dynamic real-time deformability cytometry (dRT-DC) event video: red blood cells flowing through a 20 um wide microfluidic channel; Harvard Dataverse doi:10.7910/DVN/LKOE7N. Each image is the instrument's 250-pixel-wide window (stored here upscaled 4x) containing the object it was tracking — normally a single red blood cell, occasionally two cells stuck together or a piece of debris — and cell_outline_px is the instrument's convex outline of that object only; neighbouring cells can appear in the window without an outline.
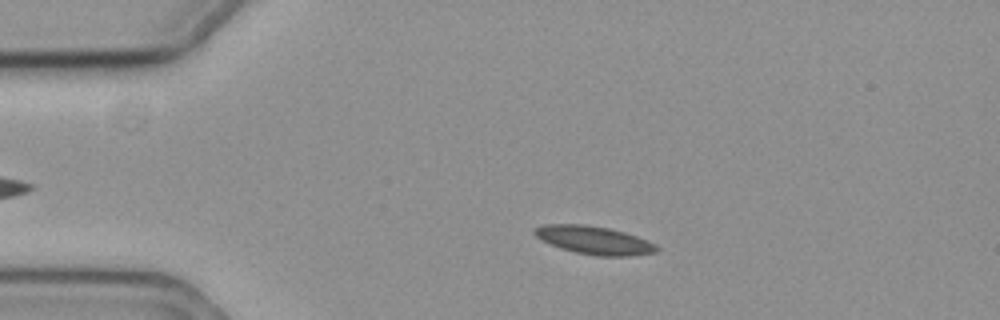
{"species": "common noctule bat (a hibernating species)", "species_latin": "Nyctalus noctula", "temperature_condition": "cold", "stored_images_in_passage": 52, "camera_frame_rate_fps": 3000, "um_per_image_px": 0.085, "animal": {"sex": "female", "body_mass_g": 19.3, "forearm_length_mm": 54.1}, "frame": {"image": 1, "passage_image": 6, "time_ms": 1.667, "image_size_px": [1000, 320], "cell_outline_px": [[660, 248], [656, 252], [628, 256], [596, 256], [576, 252], [560, 248], [540, 240], [532, 232], [532, 228], [544, 224], [584, 224], [608, 228], [624, 232], [648, 240], [656, 244]], "centroid_in_image_um": [50.47, 20.41], "position_along_channel_um": 34.5, "area_um2": 20.17}}
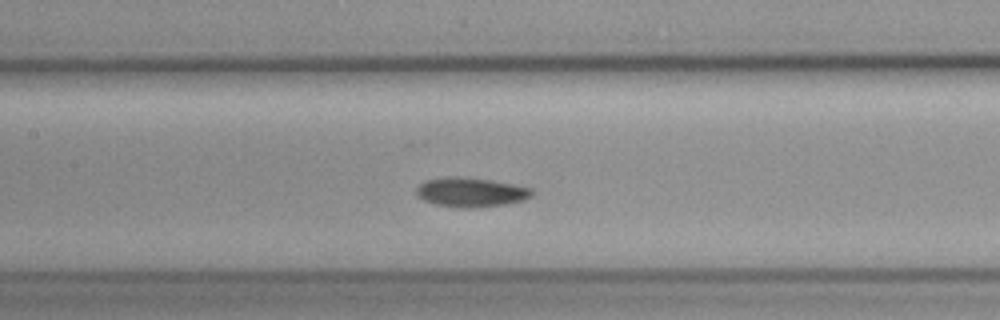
{"frame": {"image": 2, "passage_image": 21, "time_ms": 6.667, "image_size_px": [1000, 320], "cell_outline_px": [[532, 196], [524, 200], [504, 204], [480, 208], [464, 208], [436, 204], [424, 200], [416, 196], [416, 188], [424, 180], [448, 176], [456, 176], [492, 180], [532, 188]], "centroid_in_image_um": [40.0, 16.34], "position_along_channel_um": 167.4, "area_um2": 19.88}}
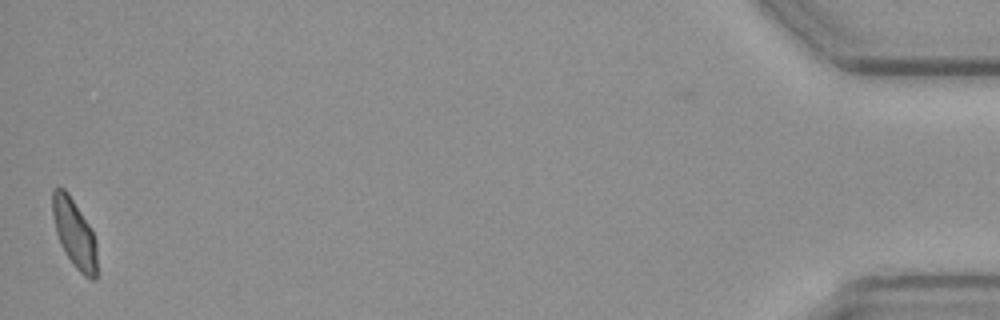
{"frame": {"image": 3, "passage_image": 52, "time_ms": 17.0, "image_size_px": [1000, 320], "cell_outline_px": [[96, 280], [92, 280], [84, 276], [72, 264], [64, 252], [60, 244], [56, 232], [52, 216], [52, 188], [56, 184], [64, 188], [68, 192], [92, 228], [96, 240]], "centroid_in_image_um": [6.3, 19.79], "position_along_channel_um": 428.9, "area_um2": 18.21}}